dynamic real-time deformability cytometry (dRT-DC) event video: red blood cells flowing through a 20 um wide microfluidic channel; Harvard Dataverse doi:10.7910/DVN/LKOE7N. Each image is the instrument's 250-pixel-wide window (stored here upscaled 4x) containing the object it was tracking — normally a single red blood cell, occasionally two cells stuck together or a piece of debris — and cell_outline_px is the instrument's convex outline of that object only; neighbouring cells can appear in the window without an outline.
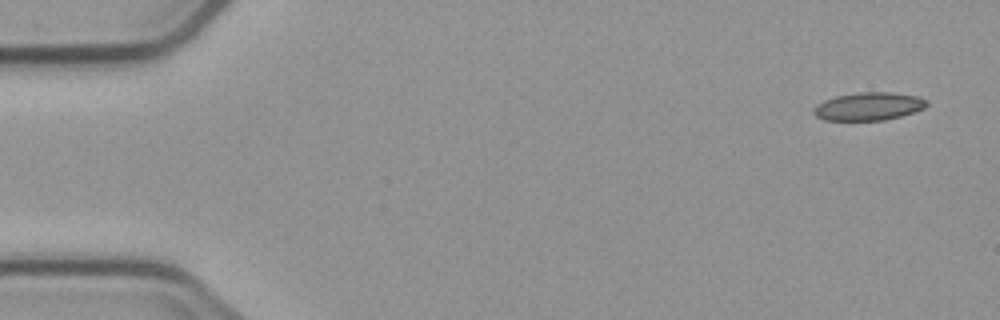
{"species": "common noctule bat (a hibernating species)", "species_latin": "Nyctalus noctula", "temperature_condition": "cold", "stored_images_in_passage": 9, "camera_frame_rate_fps": 3000, "um_per_image_px": 0.085, "animal": {"sex": "male", "body_mass_g": 23.1, "forearm_length_mm": 52.7}, "frame": {"image": 1, "passage_image": 1, "time_ms": 0.0, "image_size_px": [1000, 320], "cell_outline_px": [[928, 104], [924, 108], [900, 116], [884, 120], [824, 120], [816, 116], [812, 112], [812, 108], [816, 104], [824, 100], [836, 96], [860, 92], [892, 92], [920, 96], [928, 100]], "centroid_in_image_um": [73.83, 9.03], "position_along_channel_um": 11.2, "area_um2": 18.55}}
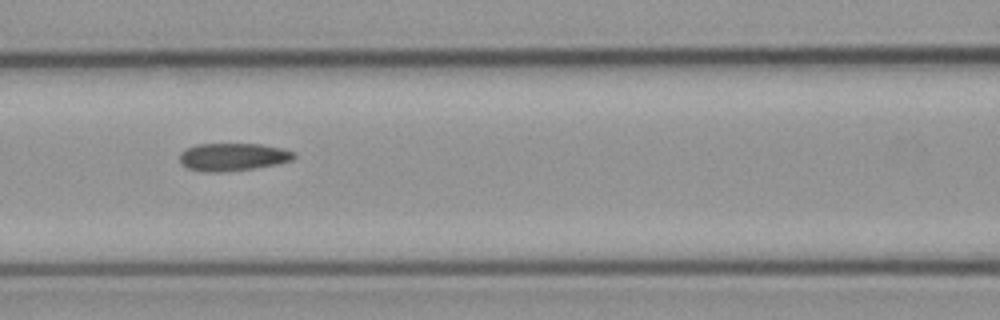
{"frame": {"image": 2, "passage_image": 7, "time_ms": 7.0, "image_size_px": [1000, 320], "cell_outline_px": [[296, 156], [292, 160], [276, 164], [252, 168], [220, 172], [208, 172], [188, 168], [180, 160], [180, 152], [184, 148], [196, 144], [260, 144], [280, 148], [292, 152]], "centroid_in_image_um": [19.75, 13.33], "position_along_channel_um": 146.8, "area_um2": 18.21}}
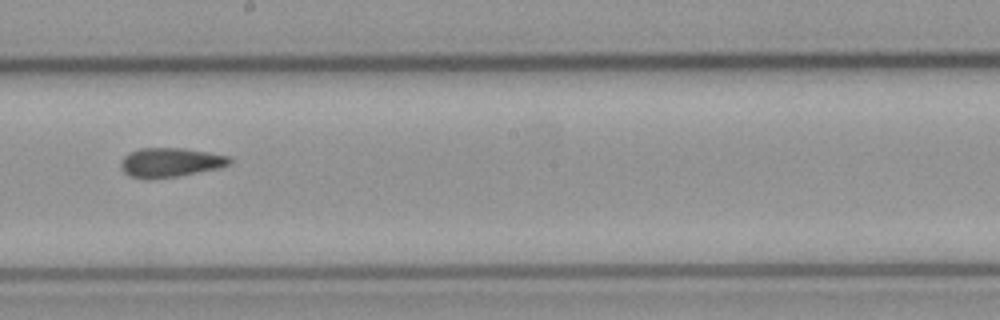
{"frame": {"image": 3, "passage_image": 9, "time_ms": 9.333, "image_size_px": [1000, 320], "cell_outline_px": [[232, 164], [220, 168], [176, 176], [132, 176], [124, 172], [120, 168], [120, 164], [124, 156], [140, 148], [184, 148], [208, 152], [228, 156], [232, 160]], "centroid_in_image_um": [14.55, 13.76], "position_along_channel_um": 233.7, "area_um2": 17.92}}